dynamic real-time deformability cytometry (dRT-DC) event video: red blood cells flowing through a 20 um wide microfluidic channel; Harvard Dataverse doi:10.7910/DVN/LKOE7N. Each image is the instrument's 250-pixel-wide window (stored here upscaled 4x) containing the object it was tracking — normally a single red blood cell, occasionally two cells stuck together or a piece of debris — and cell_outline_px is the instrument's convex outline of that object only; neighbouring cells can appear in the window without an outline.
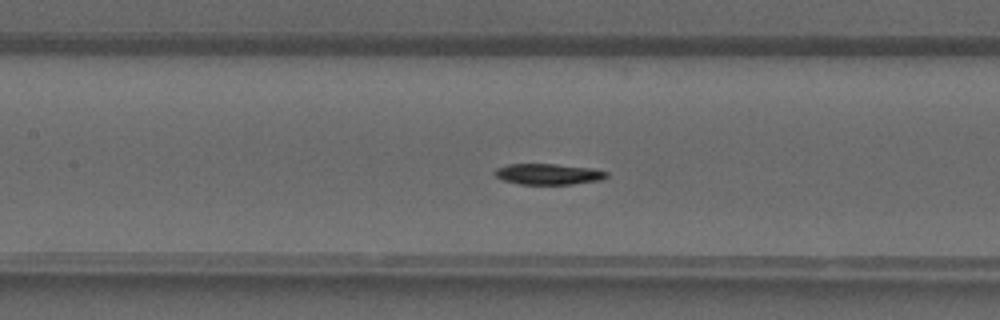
{"species": "common noctule bat (a hibernating species)", "species_latin": "Nyctalus noctula", "temperature_condition": "warm", "stored_images_in_passage": 40, "camera_frame_rate_fps": 3000, "um_per_image_px": 0.085, "animal": {"sex": "male", "forearm_length_mm": 52.5}, "frame": {"image": 1, "passage_image": 18, "time_ms": 5.667, "image_size_px": [1000, 320], "cell_outline_px": [[608, 176], [600, 180], [572, 184], [520, 184], [504, 180], [496, 176], [492, 172], [496, 168], [508, 164], [556, 164], [592, 168], [608, 172]], "centroid_in_image_um": [46.6, 14.79], "position_along_channel_um": 160.8, "area_um2": 13.58}}
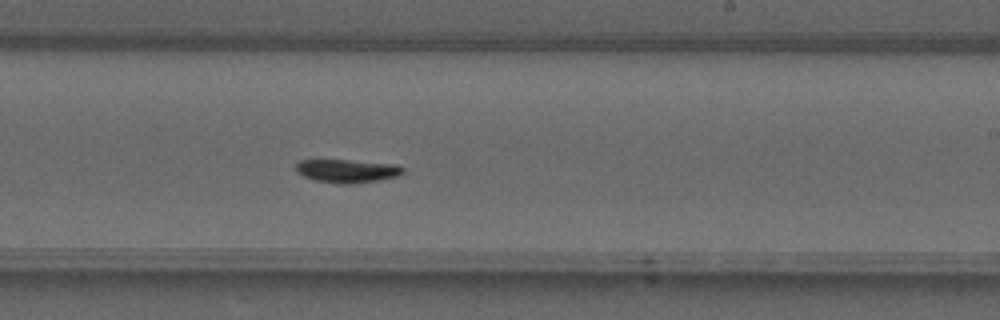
{"frame": {"image": 2, "passage_image": 24, "time_ms": 7.667, "image_size_px": [1000, 320], "cell_outline_px": [[404, 172], [396, 176], [380, 180], [352, 184], [336, 184], [316, 180], [304, 176], [296, 172], [296, 164], [300, 160], [348, 160], [392, 164], [404, 168]], "centroid_in_image_um": [29.48, 14.54], "position_along_channel_um": 259.5, "area_um2": 14.45}}
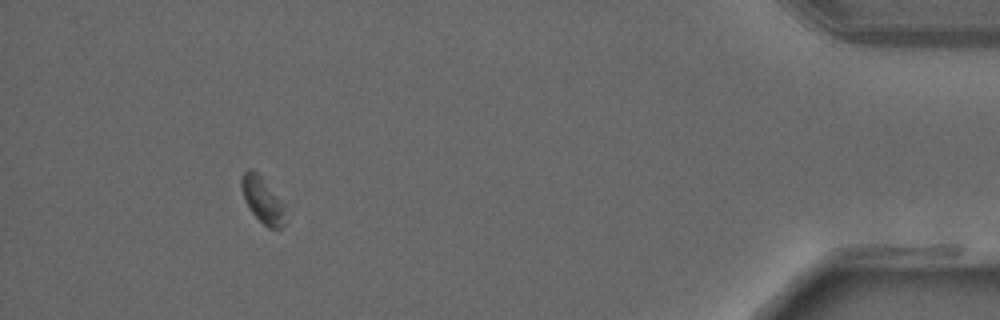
{"frame": {"image": 3, "passage_image": 37, "time_ms": 12.0, "image_size_px": [1000, 320], "cell_outline_px": [[284, 224], [280, 228], [268, 228], [252, 212], [244, 200], [240, 188], [240, 180], [244, 172], [248, 168], [252, 168], [260, 176], [284, 204]], "centroid_in_image_um": [22.27, 16.98], "position_along_channel_um": 412.9, "area_um2": 11.5}}